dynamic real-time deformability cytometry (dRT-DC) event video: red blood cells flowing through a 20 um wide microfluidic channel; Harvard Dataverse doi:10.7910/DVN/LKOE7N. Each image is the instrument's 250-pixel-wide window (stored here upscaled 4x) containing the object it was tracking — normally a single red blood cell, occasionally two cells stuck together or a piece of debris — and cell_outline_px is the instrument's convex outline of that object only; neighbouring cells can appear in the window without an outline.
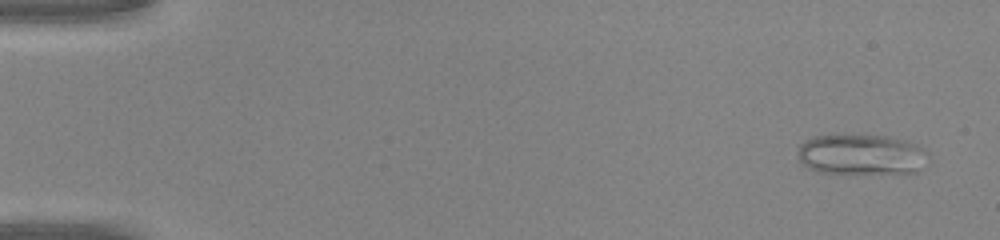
{"species": "common noctule bat (a hibernating species)", "species_latin": "Nyctalus noctula", "temperature_condition": "warm", "stored_images_in_passage": 47, "camera_frame_rate_fps": 3000, "um_per_image_px": 0.085, "animal": {"sex": "male", "body_mass_g": 20.0, "forearm_length_mm": 53.3}, "frame": {"image": 1, "passage_image": 3, "time_ms": 0.667, "image_size_px": [1000, 240], "cell_outline_px": [[920, 148], [916, 172], [820, 172], [804, 164], [800, 160], [800, 144], [816, 136], [888, 136], [904, 140], [916, 144]], "centroid_in_image_um": [73.08, 13.11], "position_along_channel_um": 11.9, "area_um2": 28.61}}
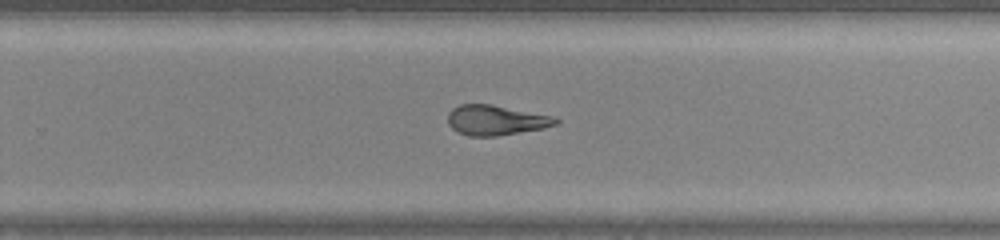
{"frame": {"image": 2, "passage_image": 31, "time_ms": 10.0, "image_size_px": [1000, 240], "cell_outline_px": [[560, 120], [556, 124], [544, 128], [496, 136], [468, 136], [456, 132], [448, 124], [448, 112], [452, 108], [460, 104], [492, 104], [556, 116]], "centroid_in_image_um": [42.15, 10.21], "position_along_channel_um": 287.6, "area_um2": 19.13}}
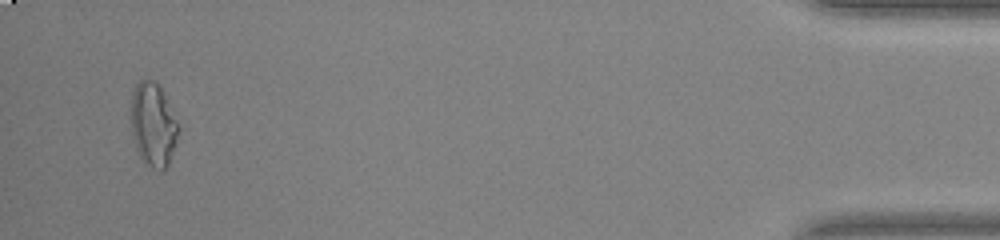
{"frame": {"image": 3, "passage_image": 45, "time_ms": 14.667, "image_size_px": [1000, 240], "cell_outline_px": [[180, 128], [176, 144], [168, 164], [160, 172], [144, 164], [140, 160], [136, 148], [132, 132], [132, 92], [136, 84], [140, 80], [156, 80]], "centroid_in_image_um": [13.02, 10.64], "position_along_channel_um": 422.2, "area_um2": 22.95}}